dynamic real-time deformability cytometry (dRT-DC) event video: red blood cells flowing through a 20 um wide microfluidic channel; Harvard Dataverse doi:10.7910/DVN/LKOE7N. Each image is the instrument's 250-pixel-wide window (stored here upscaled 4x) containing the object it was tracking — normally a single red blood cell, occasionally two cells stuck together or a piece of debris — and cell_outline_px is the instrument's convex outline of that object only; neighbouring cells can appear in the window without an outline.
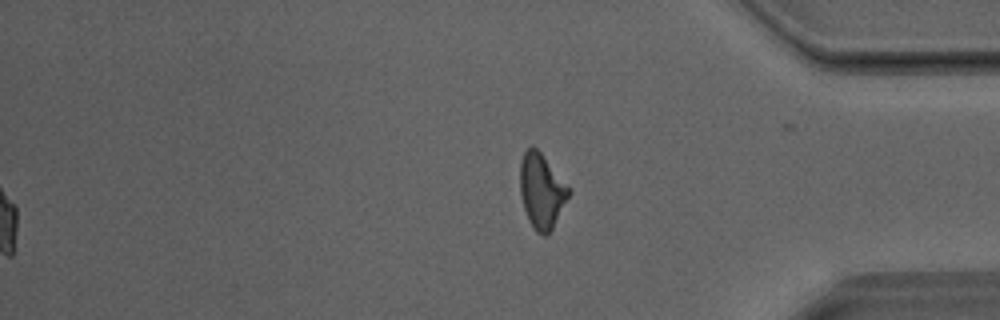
{"species": "Egyptian fruit bat (a non-hibernating species)", "species_latin": "Rousettus aegyptiacus", "temperature_condition": "room temperature", "stored_images_in_passage": 28, "segment_of_instrument_passage": [2, 2], "camera_frame_rate_fps": 3000, "um_per_image_px": 0.085, "animal": {"sex": "male"}, "frame": {"image": 1, "passage_image": 28, "time_ms": 9.0, "image_size_px": [1000, 320], "cell_outline_px": [[568, 196], [552, 228], [544, 236], [536, 232], [532, 228], [528, 220], [520, 196], [520, 164], [524, 152], [532, 144], [540, 152], [568, 188]], "centroid_in_image_um": [45.97, 16.24], "position_along_channel_um": 389.2, "area_um2": 20.52}}